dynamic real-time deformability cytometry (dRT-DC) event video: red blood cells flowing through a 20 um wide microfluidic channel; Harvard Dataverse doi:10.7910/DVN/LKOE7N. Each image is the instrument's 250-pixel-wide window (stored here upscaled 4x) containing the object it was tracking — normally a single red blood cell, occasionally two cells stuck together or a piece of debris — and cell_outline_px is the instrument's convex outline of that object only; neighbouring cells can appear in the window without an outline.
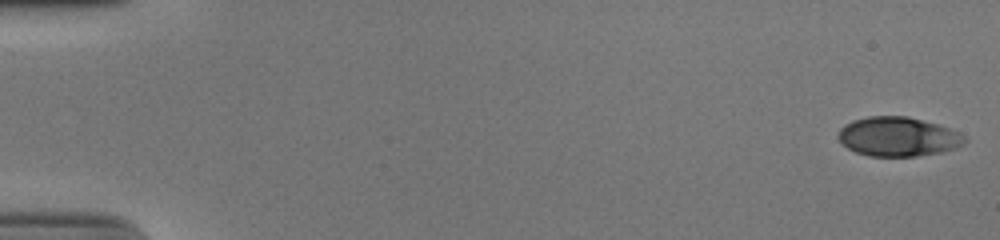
{"species": "human", "species_latin": "Homo sapiens", "temperature_condition": "cold", "stored_images_in_passage": 53, "camera_frame_rate_fps": 3000, "um_per_image_px": 0.085, "donor": {"sex": "male"}, "frame": {"image": 1, "passage_image": 1, "time_ms": 0.0, "image_size_px": [1000, 240], "cell_outline_px": [[968, 140], [964, 144], [956, 148], [940, 152], [916, 156], [868, 156], [856, 152], [848, 148], [836, 136], [840, 128], [844, 124], [852, 120], [868, 116], [908, 116], [936, 124], [948, 128], [964, 136]], "centroid_in_image_um": [76.3, 11.61], "position_along_channel_um": 8.7, "area_um2": 28.9}}
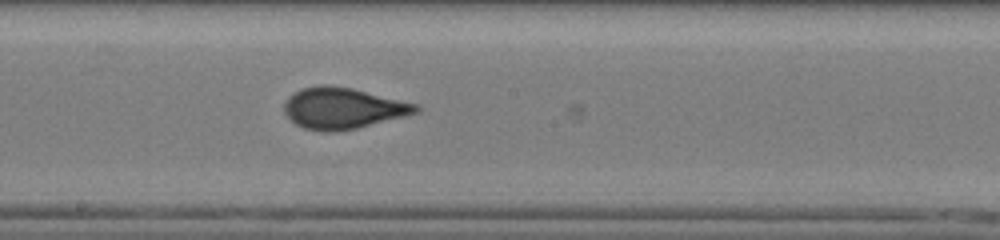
{"frame": {"image": 2, "passage_image": 30, "time_ms": 9.667, "image_size_px": [1000, 240], "cell_outline_px": [[420, 112], [356, 128], [332, 132], [324, 132], [304, 128], [296, 124], [284, 112], [284, 100], [288, 96], [304, 88], [320, 84], [328, 84], [352, 88], [420, 104]], "centroid_in_image_um": [29.16, 9.19], "position_along_channel_um": 219.0, "area_um2": 31.62}}
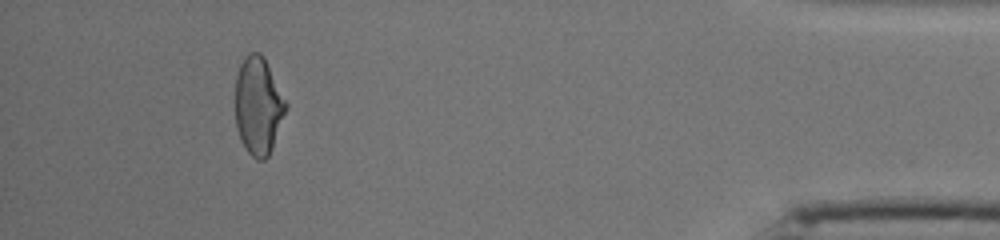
{"frame": {"image": 3, "passage_image": 49, "time_ms": 16.0, "image_size_px": [1000, 240], "cell_outline_px": [[288, 108], [272, 148], [268, 156], [264, 160], [256, 160], [248, 152], [240, 140], [236, 128], [236, 76], [240, 64], [244, 56], [248, 52], [260, 52], [264, 56], [288, 104]], "centroid_in_image_um": [21.96, 8.98], "position_along_channel_um": 413.2, "area_um2": 29.07}, "authors_computed_cell_mechanics": {"area_um2": 30.2872, "velocity_mm_per_s": 3.9244, "shape_relaxation_time_tau1_ms": 6.2253, "shape_relaxation_time_tau2_ms": null, "deformation_change_tau1": 0.1811, "deformation_change_tau2": null}}